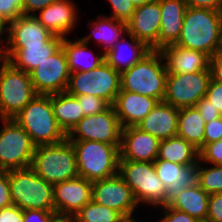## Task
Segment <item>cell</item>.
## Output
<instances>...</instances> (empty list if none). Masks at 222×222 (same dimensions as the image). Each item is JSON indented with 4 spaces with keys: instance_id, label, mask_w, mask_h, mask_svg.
I'll use <instances>...</instances> for the list:
<instances>
[{
    "instance_id": "obj_22",
    "label": "cell",
    "mask_w": 222,
    "mask_h": 222,
    "mask_svg": "<svg viewBox=\"0 0 222 222\" xmlns=\"http://www.w3.org/2000/svg\"><path fill=\"white\" fill-rule=\"evenodd\" d=\"M167 73H193L210 70V56L198 50H192L173 44L160 50Z\"/></svg>"
},
{
    "instance_id": "obj_42",
    "label": "cell",
    "mask_w": 222,
    "mask_h": 222,
    "mask_svg": "<svg viewBox=\"0 0 222 222\" xmlns=\"http://www.w3.org/2000/svg\"><path fill=\"white\" fill-rule=\"evenodd\" d=\"M205 97L211 102V105L222 114V83L211 78Z\"/></svg>"
},
{
    "instance_id": "obj_7",
    "label": "cell",
    "mask_w": 222,
    "mask_h": 222,
    "mask_svg": "<svg viewBox=\"0 0 222 222\" xmlns=\"http://www.w3.org/2000/svg\"><path fill=\"white\" fill-rule=\"evenodd\" d=\"M118 174L130 186L139 205L165 206L166 187L156 174L153 162L119 160Z\"/></svg>"
},
{
    "instance_id": "obj_21",
    "label": "cell",
    "mask_w": 222,
    "mask_h": 222,
    "mask_svg": "<svg viewBox=\"0 0 222 222\" xmlns=\"http://www.w3.org/2000/svg\"><path fill=\"white\" fill-rule=\"evenodd\" d=\"M73 0H58L34 15L53 35L66 38L76 27L78 8Z\"/></svg>"
},
{
    "instance_id": "obj_6",
    "label": "cell",
    "mask_w": 222,
    "mask_h": 222,
    "mask_svg": "<svg viewBox=\"0 0 222 222\" xmlns=\"http://www.w3.org/2000/svg\"><path fill=\"white\" fill-rule=\"evenodd\" d=\"M9 187L12 203L18 208L55 211L53 185L31 167L10 170Z\"/></svg>"
},
{
    "instance_id": "obj_25",
    "label": "cell",
    "mask_w": 222,
    "mask_h": 222,
    "mask_svg": "<svg viewBox=\"0 0 222 222\" xmlns=\"http://www.w3.org/2000/svg\"><path fill=\"white\" fill-rule=\"evenodd\" d=\"M179 108L160 101L136 126L161 140L177 135Z\"/></svg>"
},
{
    "instance_id": "obj_8",
    "label": "cell",
    "mask_w": 222,
    "mask_h": 222,
    "mask_svg": "<svg viewBox=\"0 0 222 222\" xmlns=\"http://www.w3.org/2000/svg\"><path fill=\"white\" fill-rule=\"evenodd\" d=\"M36 95L30 73L3 60L0 65V120L13 119Z\"/></svg>"
},
{
    "instance_id": "obj_5",
    "label": "cell",
    "mask_w": 222,
    "mask_h": 222,
    "mask_svg": "<svg viewBox=\"0 0 222 222\" xmlns=\"http://www.w3.org/2000/svg\"><path fill=\"white\" fill-rule=\"evenodd\" d=\"M30 167L52 185L79 176L74 146L68 139L58 144L36 146Z\"/></svg>"
},
{
    "instance_id": "obj_28",
    "label": "cell",
    "mask_w": 222,
    "mask_h": 222,
    "mask_svg": "<svg viewBox=\"0 0 222 222\" xmlns=\"http://www.w3.org/2000/svg\"><path fill=\"white\" fill-rule=\"evenodd\" d=\"M208 204L209 194L197 184L182 190L169 206L187 213L199 222H206Z\"/></svg>"
},
{
    "instance_id": "obj_16",
    "label": "cell",
    "mask_w": 222,
    "mask_h": 222,
    "mask_svg": "<svg viewBox=\"0 0 222 222\" xmlns=\"http://www.w3.org/2000/svg\"><path fill=\"white\" fill-rule=\"evenodd\" d=\"M92 182L78 176L53 185L55 212L71 217L91 201Z\"/></svg>"
},
{
    "instance_id": "obj_43",
    "label": "cell",
    "mask_w": 222,
    "mask_h": 222,
    "mask_svg": "<svg viewBox=\"0 0 222 222\" xmlns=\"http://www.w3.org/2000/svg\"><path fill=\"white\" fill-rule=\"evenodd\" d=\"M55 211L26 209L23 210V222H50L55 216Z\"/></svg>"
},
{
    "instance_id": "obj_46",
    "label": "cell",
    "mask_w": 222,
    "mask_h": 222,
    "mask_svg": "<svg viewBox=\"0 0 222 222\" xmlns=\"http://www.w3.org/2000/svg\"><path fill=\"white\" fill-rule=\"evenodd\" d=\"M23 210L16 205L0 209V222H23Z\"/></svg>"
},
{
    "instance_id": "obj_11",
    "label": "cell",
    "mask_w": 222,
    "mask_h": 222,
    "mask_svg": "<svg viewBox=\"0 0 222 222\" xmlns=\"http://www.w3.org/2000/svg\"><path fill=\"white\" fill-rule=\"evenodd\" d=\"M211 79V71L168 73L164 102L176 107H195L204 98Z\"/></svg>"
},
{
    "instance_id": "obj_52",
    "label": "cell",
    "mask_w": 222,
    "mask_h": 222,
    "mask_svg": "<svg viewBox=\"0 0 222 222\" xmlns=\"http://www.w3.org/2000/svg\"><path fill=\"white\" fill-rule=\"evenodd\" d=\"M130 1L136 8V7H139V6H142V5L157 1V0H130Z\"/></svg>"
},
{
    "instance_id": "obj_51",
    "label": "cell",
    "mask_w": 222,
    "mask_h": 222,
    "mask_svg": "<svg viewBox=\"0 0 222 222\" xmlns=\"http://www.w3.org/2000/svg\"><path fill=\"white\" fill-rule=\"evenodd\" d=\"M50 222H74L71 217L56 215Z\"/></svg>"
},
{
    "instance_id": "obj_19",
    "label": "cell",
    "mask_w": 222,
    "mask_h": 222,
    "mask_svg": "<svg viewBox=\"0 0 222 222\" xmlns=\"http://www.w3.org/2000/svg\"><path fill=\"white\" fill-rule=\"evenodd\" d=\"M63 39L54 35L43 46H3V57L16 69L30 73L62 47Z\"/></svg>"
},
{
    "instance_id": "obj_48",
    "label": "cell",
    "mask_w": 222,
    "mask_h": 222,
    "mask_svg": "<svg viewBox=\"0 0 222 222\" xmlns=\"http://www.w3.org/2000/svg\"><path fill=\"white\" fill-rule=\"evenodd\" d=\"M211 78L222 83V50L210 57Z\"/></svg>"
},
{
    "instance_id": "obj_3",
    "label": "cell",
    "mask_w": 222,
    "mask_h": 222,
    "mask_svg": "<svg viewBox=\"0 0 222 222\" xmlns=\"http://www.w3.org/2000/svg\"><path fill=\"white\" fill-rule=\"evenodd\" d=\"M167 70L160 51L151 50L130 69L120 74L121 89L163 101Z\"/></svg>"
},
{
    "instance_id": "obj_29",
    "label": "cell",
    "mask_w": 222,
    "mask_h": 222,
    "mask_svg": "<svg viewBox=\"0 0 222 222\" xmlns=\"http://www.w3.org/2000/svg\"><path fill=\"white\" fill-rule=\"evenodd\" d=\"M62 47L67 56L70 73L93 70L105 61L104 53L95 55L92 49H88V44L80 38L75 41H70L66 37L62 41ZM90 54H93V57ZM89 57H91L90 62L85 60Z\"/></svg>"
},
{
    "instance_id": "obj_10",
    "label": "cell",
    "mask_w": 222,
    "mask_h": 222,
    "mask_svg": "<svg viewBox=\"0 0 222 222\" xmlns=\"http://www.w3.org/2000/svg\"><path fill=\"white\" fill-rule=\"evenodd\" d=\"M1 123L0 171L30 167L36 146L28 133L14 119H1Z\"/></svg>"
},
{
    "instance_id": "obj_33",
    "label": "cell",
    "mask_w": 222,
    "mask_h": 222,
    "mask_svg": "<svg viewBox=\"0 0 222 222\" xmlns=\"http://www.w3.org/2000/svg\"><path fill=\"white\" fill-rule=\"evenodd\" d=\"M74 222H128L119 212L91 200L74 216Z\"/></svg>"
},
{
    "instance_id": "obj_12",
    "label": "cell",
    "mask_w": 222,
    "mask_h": 222,
    "mask_svg": "<svg viewBox=\"0 0 222 222\" xmlns=\"http://www.w3.org/2000/svg\"><path fill=\"white\" fill-rule=\"evenodd\" d=\"M122 126L114 106L83 117L67 134L68 140H91L108 144H121Z\"/></svg>"
},
{
    "instance_id": "obj_24",
    "label": "cell",
    "mask_w": 222,
    "mask_h": 222,
    "mask_svg": "<svg viewBox=\"0 0 222 222\" xmlns=\"http://www.w3.org/2000/svg\"><path fill=\"white\" fill-rule=\"evenodd\" d=\"M161 23L158 35V51L176 44L182 32L183 20L188 8L183 0H160Z\"/></svg>"
},
{
    "instance_id": "obj_2",
    "label": "cell",
    "mask_w": 222,
    "mask_h": 222,
    "mask_svg": "<svg viewBox=\"0 0 222 222\" xmlns=\"http://www.w3.org/2000/svg\"><path fill=\"white\" fill-rule=\"evenodd\" d=\"M13 119L35 146L58 144L67 139L55 119L51 95L37 94Z\"/></svg>"
},
{
    "instance_id": "obj_18",
    "label": "cell",
    "mask_w": 222,
    "mask_h": 222,
    "mask_svg": "<svg viewBox=\"0 0 222 222\" xmlns=\"http://www.w3.org/2000/svg\"><path fill=\"white\" fill-rule=\"evenodd\" d=\"M160 0L135 8L127 24V33L144 42L151 50H158L160 32Z\"/></svg>"
},
{
    "instance_id": "obj_35",
    "label": "cell",
    "mask_w": 222,
    "mask_h": 222,
    "mask_svg": "<svg viewBox=\"0 0 222 222\" xmlns=\"http://www.w3.org/2000/svg\"><path fill=\"white\" fill-rule=\"evenodd\" d=\"M75 97L78 99L79 104L81 105L84 117L101 113L111 106L107 101L94 95L86 94Z\"/></svg>"
},
{
    "instance_id": "obj_30",
    "label": "cell",
    "mask_w": 222,
    "mask_h": 222,
    "mask_svg": "<svg viewBox=\"0 0 222 222\" xmlns=\"http://www.w3.org/2000/svg\"><path fill=\"white\" fill-rule=\"evenodd\" d=\"M51 104L55 119L66 134L84 117L78 99L67 92L51 94Z\"/></svg>"
},
{
    "instance_id": "obj_31",
    "label": "cell",
    "mask_w": 222,
    "mask_h": 222,
    "mask_svg": "<svg viewBox=\"0 0 222 222\" xmlns=\"http://www.w3.org/2000/svg\"><path fill=\"white\" fill-rule=\"evenodd\" d=\"M205 124L196 107L179 108L177 135L198 150L203 147Z\"/></svg>"
},
{
    "instance_id": "obj_53",
    "label": "cell",
    "mask_w": 222,
    "mask_h": 222,
    "mask_svg": "<svg viewBox=\"0 0 222 222\" xmlns=\"http://www.w3.org/2000/svg\"><path fill=\"white\" fill-rule=\"evenodd\" d=\"M1 45L3 46V43L0 41V64L4 60V57H3V47H1Z\"/></svg>"
},
{
    "instance_id": "obj_1",
    "label": "cell",
    "mask_w": 222,
    "mask_h": 222,
    "mask_svg": "<svg viewBox=\"0 0 222 222\" xmlns=\"http://www.w3.org/2000/svg\"><path fill=\"white\" fill-rule=\"evenodd\" d=\"M176 45L204 52L210 57L222 50V12L188 7Z\"/></svg>"
},
{
    "instance_id": "obj_36",
    "label": "cell",
    "mask_w": 222,
    "mask_h": 222,
    "mask_svg": "<svg viewBox=\"0 0 222 222\" xmlns=\"http://www.w3.org/2000/svg\"><path fill=\"white\" fill-rule=\"evenodd\" d=\"M199 161L207 165H222V138L204 145L199 150Z\"/></svg>"
},
{
    "instance_id": "obj_20",
    "label": "cell",
    "mask_w": 222,
    "mask_h": 222,
    "mask_svg": "<svg viewBox=\"0 0 222 222\" xmlns=\"http://www.w3.org/2000/svg\"><path fill=\"white\" fill-rule=\"evenodd\" d=\"M53 36L34 15H22L10 22L3 46H43Z\"/></svg>"
},
{
    "instance_id": "obj_27",
    "label": "cell",
    "mask_w": 222,
    "mask_h": 222,
    "mask_svg": "<svg viewBox=\"0 0 222 222\" xmlns=\"http://www.w3.org/2000/svg\"><path fill=\"white\" fill-rule=\"evenodd\" d=\"M96 19L88 23L89 29H91L89 35L83 36L80 39L88 45L92 38L97 40V44L104 46L102 47L104 48L103 53H106L122 36L127 34V24L101 14Z\"/></svg>"
},
{
    "instance_id": "obj_32",
    "label": "cell",
    "mask_w": 222,
    "mask_h": 222,
    "mask_svg": "<svg viewBox=\"0 0 222 222\" xmlns=\"http://www.w3.org/2000/svg\"><path fill=\"white\" fill-rule=\"evenodd\" d=\"M180 165L199 163V150L180 136L161 140L158 158Z\"/></svg>"
},
{
    "instance_id": "obj_50",
    "label": "cell",
    "mask_w": 222,
    "mask_h": 222,
    "mask_svg": "<svg viewBox=\"0 0 222 222\" xmlns=\"http://www.w3.org/2000/svg\"><path fill=\"white\" fill-rule=\"evenodd\" d=\"M10 21L0 12V41L4 43V39L7 36L8 28H9ZM4 34V36L2 35ZM4 39H3V38Z\"/></svg>"
},
{
    "instance_id": "obj_15",
    "label": "cell",
    "mask_w": 222,
    "mask_h": 222,
    "mask_svg": "<svg viewBox=\"0 0 222 222\" xmlns=\"http://www.w3.org/2000/svg\"><path fill=\"white\" fill-rule=\"evenodd\" d=\"M153 163L158 178L166 187L165 206H169L185 188L199 184V163L180 165L163 159Z\"/></svg>"
},
{
    "instance_id": "obj_14",
    "label": "cell",
    "mask_w": 222,
    "mask_h": 222,
    "mask_svg": "<svg viewBox=\"0 0 222 222\" xmlns=\"http://www.w3.org/2000/svg\"><path fill=\"white\" fill-rule=\"evenodd\" d=\"M30 77L37 94L66 92L70 71L63 47L35 67L30 72Z\"/></svg>"
},
{
    "instance_id": "obj_45",
    "label": "cell",
    "mask_w": 222,
    "mask_h": 222,
    "mask_svg": "<svg viewBox=\"0 0 222 222\" xmlns=\"http://www.w3.org/2000/svg\"><path fill=\"white\" fill-rule=\"evenodd\" d=\"M13 205L10 196L9 171H0V209Z\"/></svg>"
},
{
    "instance_id": "obj_26",
    "label": "cell",
    "mask_w": 222,
    "mask_h": 222,
    "mask_svg": "<svg viewBox=\"0 0 222 222\" xmlns=\"http://www.w3.org/2000/svg\"><path fill=\"white\" fill-rule=\"evenodd\" d=\"M125 36H129L131 42L123 36L111 49L104 53L105 61L120 74L130 69L151 51L144 42L137 40L133 35L127 33ZM125 51L126 54H124Z\"/></svg>"
},
{
    "instance_id": "obj_9",
    "label": "cell",
    "mask_w": 222,
    "mask_h": 222,
    "mask_svg": "<svg viewBox=\"0 0 222 222\" xmlns=\"http://www.w3.org/2000/svg\"><path fill=\"white\" fill-rule=\"evenodd\" d=\"M120 89V73L103 61L93 70L70 73L66 92L72 96L94 95L113 105Z\"/></svg>"
},
{
    "instance_id": "obj_41",
    "label": "cell",
    "mask_w": 222,
    "mask_h": 222,
    "mask_svg": "<svg viewBox=\"0 0 222 222\" xmlns=\"http://www.w3.org/2000/svg\"><path fill=\"white\" fill-rule=\"evenodd\" d=\"M163 217H160V222H199L187 213L171 208L170 206L160 207Z\"/></svg>"
},
{
    "instance_id": "obj_17",
    "label": "cell",
    "mask_w": 222,
    "mask_h": 222,
    "mask_svg": "<svg viewBox=\"0 0 222 222\" xmlns=\"http://www.w3.org/2000/svg\"><path fill=\"white\" fill-rule=\"evenodd\" d=\"M160 140L137 126L122 128L120 160L154 162L158 158Z\"/></svg>"
},
{
    "instance_id": "obj_34",
    "label": "cell",
    "mask_w": 222,
    "mask_h": 222,
    "mask_svg": "<svg viewBox=\"0 0 222 222\" xmlns=\"http://www.w3.org/2000/svg\"><path fill=\"white\" fill-rule=\"evenodd\" d=\"M204 166L199 161V186L209 195L222 193V165Z\"/></svg>"
},
{
    "instance_id": "obj_4",
    "label": "cell",
    "mask_w": 222,
    "mask_h": 222,
    "mask_svg": "<svg viewBox=\"0 0 222 222\" xmlns=\"http://www.w3.org/2000/svg\"><path fill=\"white\" fill-rule=\"evenodd\" d=\"M74 146L80 177L94 182L118 173L121 144L91 140H69Z\"/></svg>"
},
{
    "instance_id": "obj_23",
    "label": "cell",
    "mask_w": 222,
    "mask_h": 222,
    "mask_svg": "<svg viewBox=\"0 0 222 222\" xmlns=\"http://www.w3.org/2000/svg\"><path fill=\"white\" fill-rule=\"evenodd\" d=\"M159 101L135 92L120 90L113 104L122 128L136 126Z\"/></svg>"
},
{
    "instance_id": "obj_38",
    "label": "cell",
    "mask_w": 222,
    "mask_h": 222,
    "mask_svg": "<svg viewBox=\"0 0 222 222\" xmlns=\"http://www.w3.org/2000/svg\"><path fill=\"white\" fill-rule=\"evenodd\" d=\"M24 0H0V12L11 22L23 15Z\"/></svg>"
},
{
    "instance_id": "obj_39",
    "label": "cell",
    "mask_w": 222,
    "mask_h": 222,
    "mask_svg": "<svg viewBox=\"0 0 222 222\" xmlns=\"http://www.w3.org/2000/svg\"><path fill=\"white\" fill-rule=\"evenodd\" d=\"M222 138V116L205 124L203 146Z\"/></svg>"
},
{
    "instance_id": "obj_13",
    "label": "cell",
    "mask_w": 222,
    "mask_h": 222,
    "mask_svg": "<svg viewBox=\"0 0 222 222\" xmlns=\"http://www.w3.org/2000/svg\"><path fill=\"white\" fill-rule=\"evenodd\" d=\"M91 200L119 212L128 222L136 221L133 215L139 204L130 186L117 173L92 182Z\"/></svg>"
},
{
    "instance_id": "obj_47",
    "label": "cell",
    "mask_w": 222,
    "mask_h": 222,
    "mask_svg": "<svg viewBox=\"0 0 222 222\" xmlns=\"http://www.w3.org/2000/svg\"><path fill=\"white\" fill-rule=\"evenodd\" d=\"M58 0H24L23 15H36V11L46 8Z\"/></svg>"
},
{
    "instance_id": "obj_37",
    "label": "cell",
    "mask_w": 222,
    "mask_h": 222,
    "mask_svg": "<svg viewBox=\"0 0 222 222\" xmlns=\"http://www.w3.org/2000/svg\"><path fill=\"white\" fill-rule=\"evenodd\" d=\"M112 8V13L110 17L127 23L133 13L135 12V7L130 0H107Z\"/></svg>"
},
{
    "instance_id": "obj_40",
    "label": "cell",
    "mask_w": 222,
    "mask_h": 222,
    "mask_svg": "<svg viewBox=\"0 0 222 222\" xmlns=\"http://www.w3.org/2000/svg\"><path fill=\"white\" fill-rule=\"evenodd\" d=\"M206 222H222V193L209 195Z\"/></svg>"
},
{
    "instance_id": "obj_44",
    "label": "cell",
    "mask_w": 222,
    "mask_h": 222,
    "mask_svg": "<svg viewBox=\"0 0 222 222\" xmlns=\"http://www.w3.org/2000/svg\"><path fill=\"white\" fill-rule=\"evenodd\" d=\"M195 107L198 109L200 115L203 117L206 123L222 116L220 111L218 109H215L206 97L201 98L196 103Z\"/></svg>"
},
{
    "instance_id": "obj_49",
    "label": "cell",
    "mask_w": 222,
    "mask_h": 222,
    "mask_svg": "<svg viewBox=\"0 0 222 222\" xmlns=\"http://www.w3.org/2000/svg\"><path fill=\"white\" fill-rule=\"evenodd\" d=\"M188 7L208 8L222 12V0H183Z\"/></svg>"
}]
</instances>
